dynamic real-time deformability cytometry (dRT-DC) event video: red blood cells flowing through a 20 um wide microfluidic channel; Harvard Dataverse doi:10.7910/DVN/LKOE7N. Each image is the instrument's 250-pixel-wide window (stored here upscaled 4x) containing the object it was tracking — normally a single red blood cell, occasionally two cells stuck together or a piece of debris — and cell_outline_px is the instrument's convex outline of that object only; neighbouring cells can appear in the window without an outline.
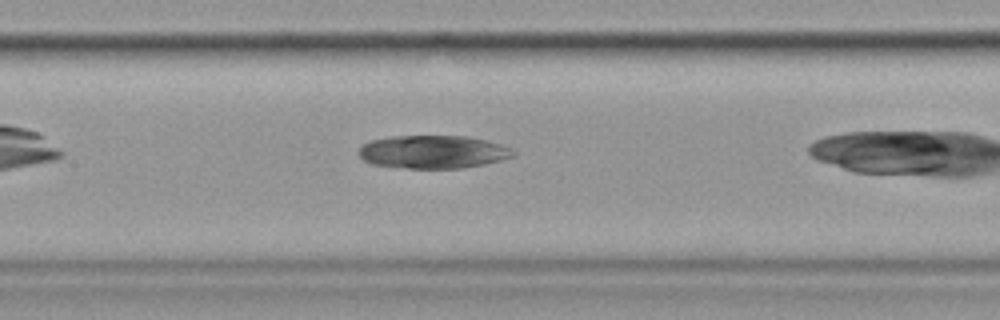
{"species": "common noctule bat (a hibernating species)", "species_latin": "Nyctalus noctula", "temperature_condition": "cold", "stored_images_in_passage": 28, "camera_frame_rate_fps": 3000, "um_per_image_px": 0.085, "animal": {"sex": "female", "body_mass_g": 19.9}, "frame": {"image": 1, "passage_image": 9, "time_ms": 2.667, "image_size_px": [1000, 320], "cell_outline_px": [[516, 156], [484, 164], [464, 168], [408, 168], [372, 164], [364, 160], [360, 156], [360, 148], [364, 144], [372, 140], [392, 136], [464, 136], [484, 140], [500, 144], [516, 152]], "centroid_in_image_um": [36.82, 12.91], "position_along_channel_um": 170.6, "area_um2": 29.48}}
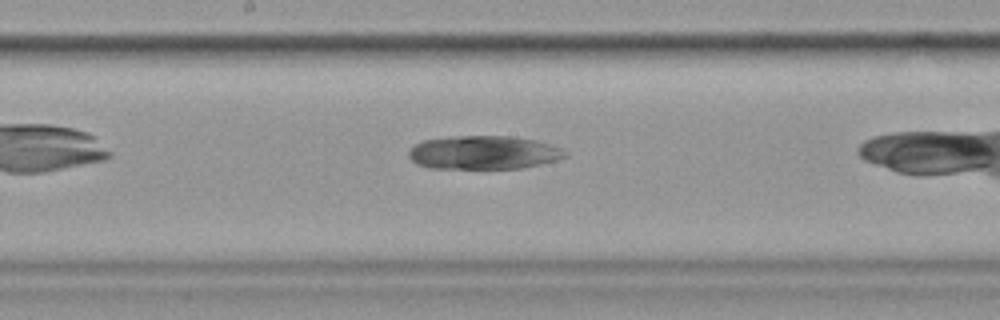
{"frame": {"image": 2, "passage_image": 12, "time_ms": 3.667, "image_size_px": [1000, 320], "cell_outline_px": [[568, 156], [556, 160], [540, 164], [520, 168], [428, 168], [416, 164], [408, 156], [408, 152], [416, 144], [424, 140], [452, 136], [508, 136], [536, 140], [560, 148], [568, 152]], "centroid_in_image_um": [41.1, 12.96], "position_along_channel_um": 207.1, "area_um2": 30.46}}
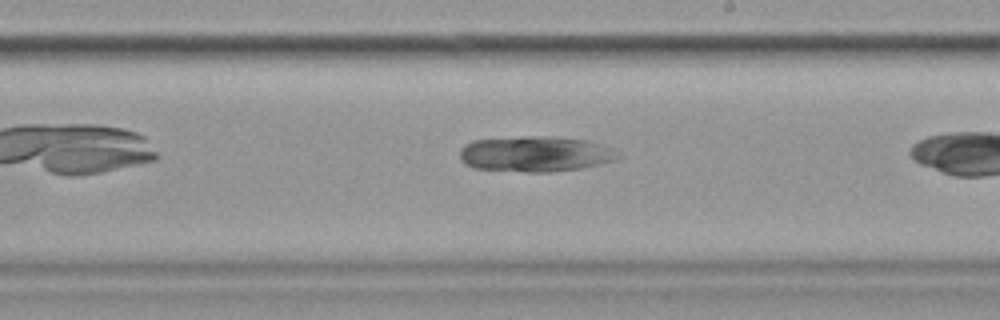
{"frame": {"image": 3, "passage_image": 15, "time_ms": 4.667, "image_size_px": [1000, 320], "cell_outline_px": [[620, 156], [616, 160], [600, 164], [580, 168], [552, 172], [528, 172], [472, 168], [464, 164], [460, 160], [460, 148], [464, 144], [472, 140], [524, 136], [552, 136], [588, 140], [616, 148]], "centroid_in_image_um": [45.51, 13.08], "position_along_channel_um": 243.5, "area_um2": 33.35}}